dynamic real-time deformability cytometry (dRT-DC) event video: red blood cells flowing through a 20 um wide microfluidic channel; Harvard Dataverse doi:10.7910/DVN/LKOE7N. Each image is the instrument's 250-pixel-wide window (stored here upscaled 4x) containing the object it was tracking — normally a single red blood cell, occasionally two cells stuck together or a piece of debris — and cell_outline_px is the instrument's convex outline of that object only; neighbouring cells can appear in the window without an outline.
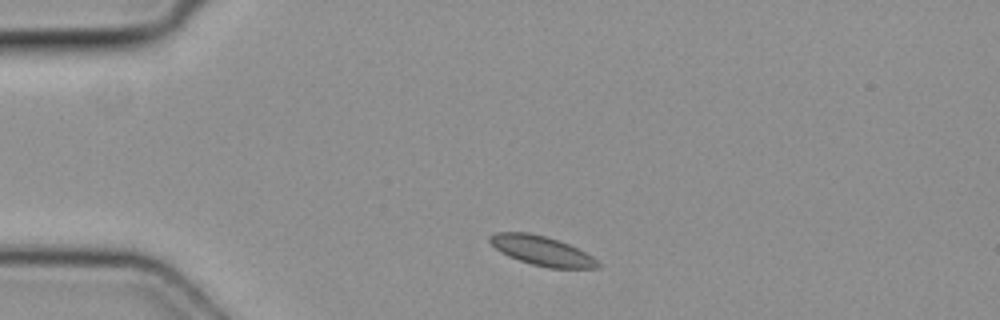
{"species": "common noctule bat (a hibernating species)", "species_latin": "Nyctalus noctula", "temperature_condition": "cold", "stored_images_in_passage": 2, "camera_frame_rate_fps": 3000, "um_per_image_px": 0.085, "animal": {"sex": "female", "body_mass_g": 19.3, "forearm_length_mm": 54.1}, "frame": {"image": 1, "passage_image": 1, "time_ms": 0.0, "image_size_px": [1000, 320], "cell_outline_px": [[600, 268], [548, 268], [532, 264], [508, 256], [500, 252], [488, 240], [488, 236], [496, 232], [528, 232], [544, 236], [568, 244], [592, 256], [600, 264]], "centroid_in_image_um": [46.02, 21.31], "position_along_channel_um": 39.0, "area_um2": 18.32}}